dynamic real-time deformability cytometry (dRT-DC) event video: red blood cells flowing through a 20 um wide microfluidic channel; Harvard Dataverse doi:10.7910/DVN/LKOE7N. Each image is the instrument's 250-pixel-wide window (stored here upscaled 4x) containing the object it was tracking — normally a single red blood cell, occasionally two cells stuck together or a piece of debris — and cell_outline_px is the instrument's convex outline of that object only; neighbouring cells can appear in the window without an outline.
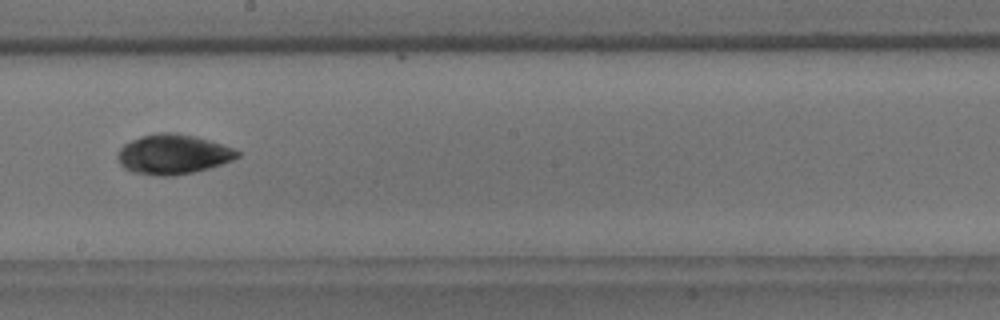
{"species": "common noctule bat (a hibernating species)", "species_latin": "Nyctalus noctula", "temperature_condition": "room temperature", "stored_images_in_passage": 9, "camera_frame_rate_fps": 3000, "um_per_image_px": 0.085, "animal": {"sex": "male", "body_mass_g": 18.8}, "frame": {"image": 1, "passage_image": 7, "time_ms": 7.0, "image_size_px": [1000, 320], "cell_outline_px": [[240, 156], [232, 160], [208, 168], [192, 172], [172, 176], [160, 176], [132, 172], [124, 168], [120, 164], [116, 156], [120, 148], [124, 144], [140, 136], [160, 132], [176, 132], [196, 136], [232, 148], [240, 152]], "centroid_in_image_um": [14.67, 13.11], "position_along_channel_um": 233.5, "area_um2": 27.69}}
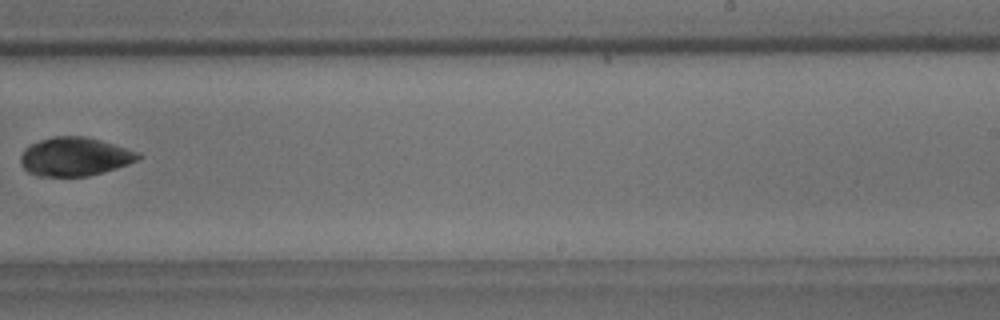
{"frame": {"image": 2, "passage_image": 8, "time_ms": 8.333, "image_size_px": [1000, 320], "cell_outline_px": [[144, 156], [128, 164], [116, 168], [88, 176], [36, 176], [28, 172], [24, 168], [20, 160], [20, 156], [24, 148], [40, 140], [52, 136], [84, 136], [100, 140], [140, 152]], "centroid_in_image_um": [6.35, 13.31], "position_along_channel_um": 282.7, "area_um2": 26.47}}